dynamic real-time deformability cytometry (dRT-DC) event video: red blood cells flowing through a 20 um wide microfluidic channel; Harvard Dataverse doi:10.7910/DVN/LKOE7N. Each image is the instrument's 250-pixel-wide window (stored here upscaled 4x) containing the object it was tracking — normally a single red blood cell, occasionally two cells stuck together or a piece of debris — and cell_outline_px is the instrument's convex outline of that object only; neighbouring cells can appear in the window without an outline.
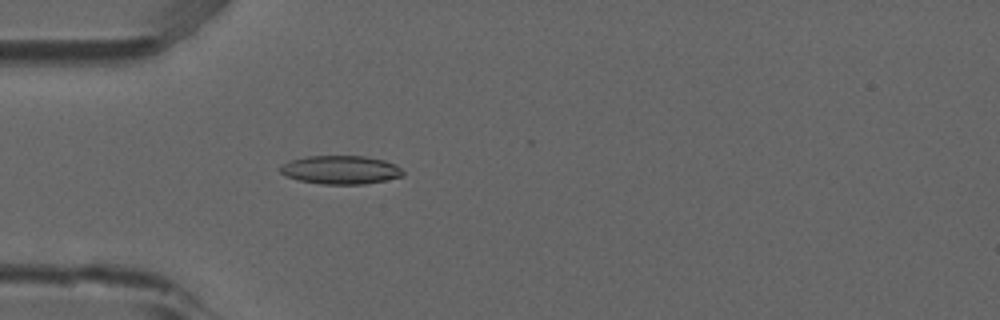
{"species": "common noctule bat (a hibernating species)", "species_latin": "Nyctalus noctula", "temperature_condition": "room temperature", "stored_images_in_passage": 5, "camera_frame_rate_fps": 3000, "um_per_image_px": 0.085, "animal": {"sex": "male", "forearm_length_mm": 52.5}, "frame": {"image": 1, "passage_image": 5, "time_ms": 1.333, "image_size_px": [1000, 320], "cell_outline_px": [[404, 176], [364, 184], [320, 184], [300, 180], [288, 176], [280, 172], [276, 168], [288, 160], [308, 156], [364, 156], [384, 160], [396, 164], [404, 172]], "centroid_in_image_um": [28.93, 14.43], "position_along_channel_um": 56.1, "area_um2": 20.46}}